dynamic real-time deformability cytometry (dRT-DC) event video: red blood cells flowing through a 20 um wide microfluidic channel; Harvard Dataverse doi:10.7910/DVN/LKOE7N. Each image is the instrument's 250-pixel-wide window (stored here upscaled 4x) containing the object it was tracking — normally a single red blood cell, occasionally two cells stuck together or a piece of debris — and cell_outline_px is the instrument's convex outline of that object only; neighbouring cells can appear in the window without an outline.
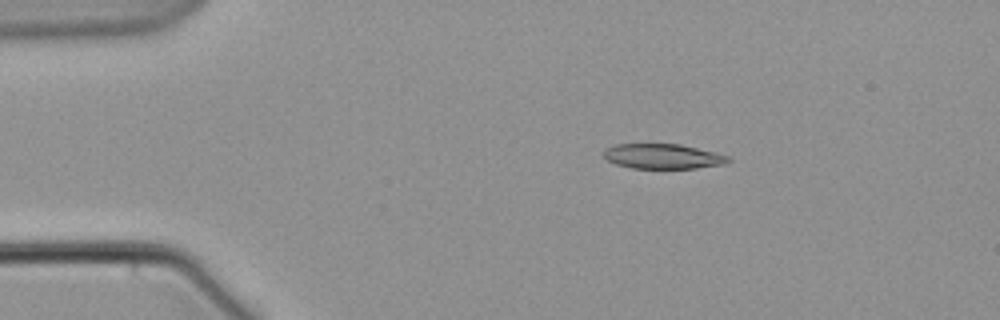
{"species": "common noctule bat (a hibernating species)", "species_latin": "Nyctalus noctula", "temperature_condition": "warm", "stored_images_in_passage": 5, "camera_frame_rate_fps": 3000, "um_per_image_px": 0.085, "animal": {"sex": "male", "body_mass_g": 21.5, "forearm_length_mm": 52.0}, "frame": {"image": 1, "passage_image": 3, "time_ms": 3.667, "image_size_px": [1000, 320], "cell_outline_px": [[732, 160], [728, 164], [696, 168], [632, 168], [616, 164], [608, 160], [604, 156], [604, 148], [616, 144], [680, 144], [728, 156]], "centroid_in_image_um": [56.35, 13.29], "position_along_channel_um": 28.7, "area_um2": 18.03}}